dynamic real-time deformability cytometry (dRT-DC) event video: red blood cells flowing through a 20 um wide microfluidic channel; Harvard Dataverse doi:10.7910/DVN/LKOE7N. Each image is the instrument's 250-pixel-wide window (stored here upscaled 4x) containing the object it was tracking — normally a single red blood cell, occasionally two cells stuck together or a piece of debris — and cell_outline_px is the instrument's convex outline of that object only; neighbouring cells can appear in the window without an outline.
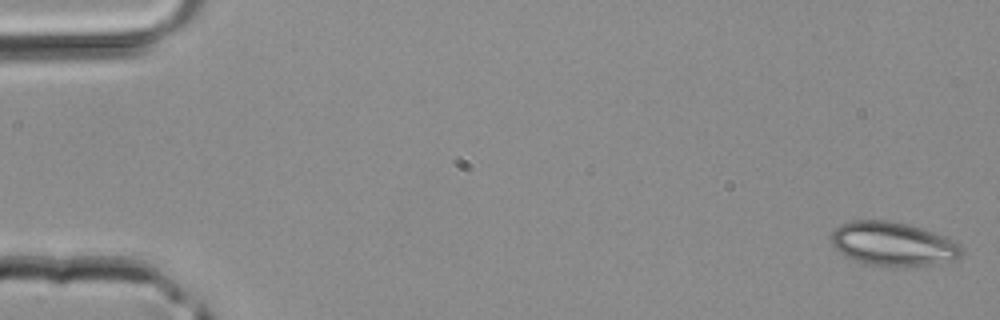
{"species": "common noctule bat (a hibernating species)", "species_latin": "Nyctalus noctula", "temperature_condition": "room temperature", "stored_images_in_passage": 43, "segment_of_instrument_passage": [1, 2], "camera_frame_rate_fps": 3000, "um_per_image_px": 0.085, "animal": {"sex": "male", "body_mass_g": 20.4}, "frame": {"image": 1, "passage_image": 1, "time_ms": 0.0, "image_size_px": [1000, 320], "cell_outline_px": [[964, 252], [960, 256], [952, 260], [932, 264], [892, 268], [864, 264], [840, 252], [832, 244], [832, 232], [840, 224], [852, 220], [888, 220], [920, 228], [952, 240], [960, 244], [964, 248]], "centroid_in_image_um": [75.9, 20.75], "position_along_channel_um": 9.1, "area_um2": 33.23}}
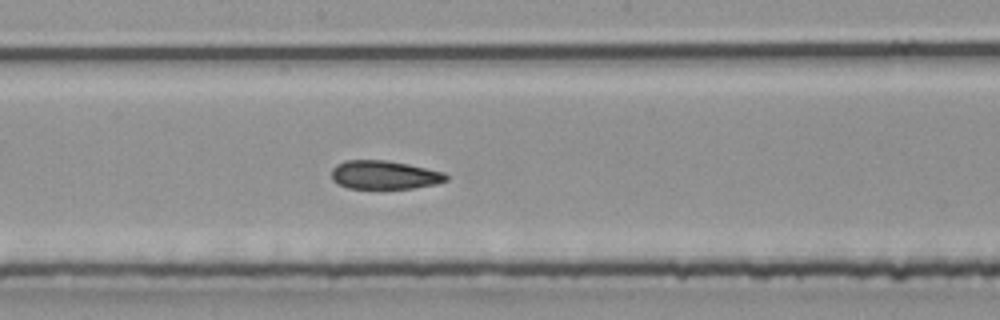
{"frame": {"image": 2, "passage_image": 23, "time_ms": 7.333, "image_size_px": [1000, 320], "cell_outline_px": [[448, 180], [436, 184], [412, 188], [348, 188], [332, 180], [332, 168], [336, 164], [344, 160], [384, 160], [408, 164], [444, 172], [448, 176]], "centroid_in_image_um": [32.67, 14.86], "position_along_channel_um": 215.5, "area_um2": 19.02}}
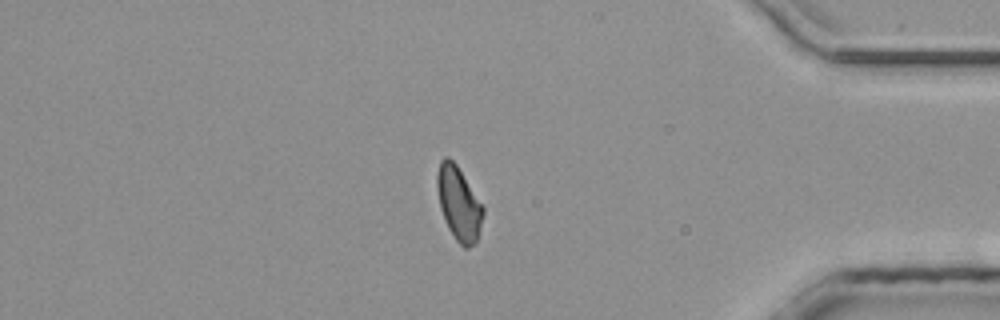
{"frame": {"image": 3, "passage_image": 36, "time_ms": 11.667, "image_size_px": [1000, 320], "cell_outline_px": [[484, 212], [476, 244], [468, 248], [464, 248], [456, 240], [448, 228], [444, 220], [440, 208], [436, 184], [436, 176], [440, 160], [444, 156], [448, 156], [456, 164], [484, 208]], "centroid_in_image_um": [38.98, 17.3], "position_along_channel_um": 396.2, "area_um2": 19.71}}